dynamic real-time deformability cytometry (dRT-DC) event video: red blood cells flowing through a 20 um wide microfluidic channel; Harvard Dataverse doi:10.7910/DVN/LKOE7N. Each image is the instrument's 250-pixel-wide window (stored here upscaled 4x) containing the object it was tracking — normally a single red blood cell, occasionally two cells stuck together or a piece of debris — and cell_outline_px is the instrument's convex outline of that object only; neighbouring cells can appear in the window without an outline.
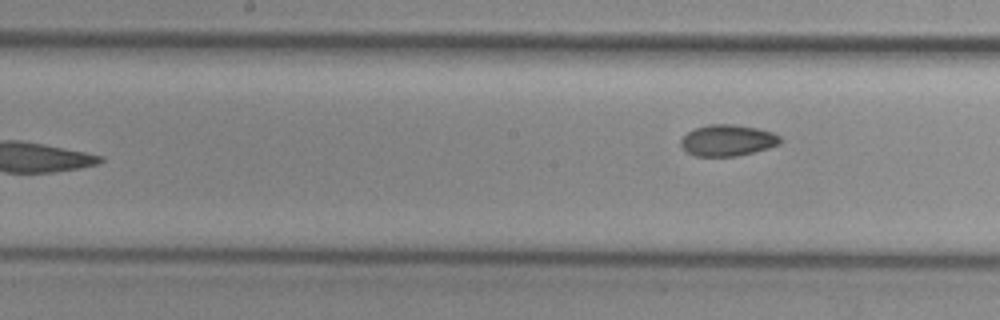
{"species": "common noctule bat (a hibernating species)", "species_latin": "Nyctalus noctula", "temperature_condition": "cold", "stored_images_in_passage": 8, "camera_frame_rate_fps": 3000, "um_per_image_px": 0.085, "animal": {"sex": "female", "body_mass_g": 29.2, "forearm_length_mm": 56.3}, "frame": {"image": 1, "passage_image": 8, "time_ms": 2.333, "image_size_px": [1000, 320], "cell_outline_px": [[780, 144], [768, 148], [736, 156], [696, 156], [688, 152], [680, 144], [680, 140], [688, 132], [696, 128], [708, 124], [732, 124], [756, 128], [772, 132], [780, 136]], "centroid_in_image_um": [61.84, 11.92], "position_along_channel_um": 186.4, "area_um2": 17.92}}